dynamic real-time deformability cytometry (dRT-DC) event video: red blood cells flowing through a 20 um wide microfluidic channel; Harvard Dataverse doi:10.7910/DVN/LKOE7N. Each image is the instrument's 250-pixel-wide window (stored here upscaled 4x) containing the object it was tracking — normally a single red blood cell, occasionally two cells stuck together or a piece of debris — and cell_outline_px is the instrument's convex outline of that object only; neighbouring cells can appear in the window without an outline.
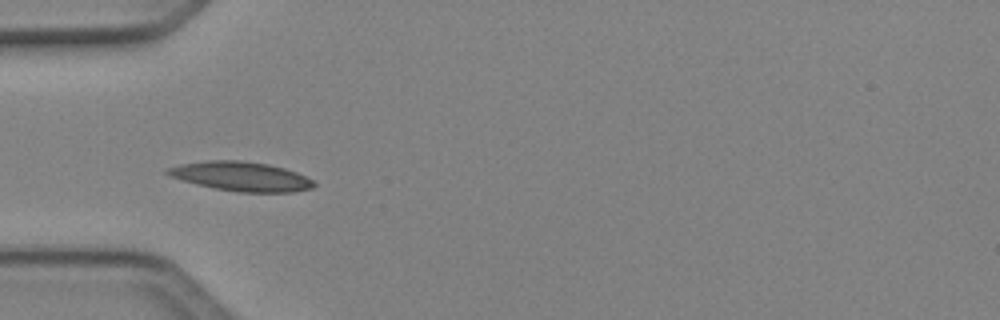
{"species": "Egyptian fruit bat (a non-hibernating species)", "species_latin": "Rousettus aegyptiacus", "temperature_condition": "cold", "stored_images_in_passage": 35, "camera_frame_rate_fps": 3000, "um_per_image_px": 0.085, "animal": {"sex": "female"}, "frame": {"image": 1, "passage_image": 1, "time_ms": 0.0, "image_size_px": [1000, 320], "cell_outline_px": [[316, 184], [312, 188], [292, 192], [240, 192], [212, 188], [196, 184], [172, 176], [164, 172], [164, 168], [180, 164], [208, 160], [240, 160], [268, 164], [284, 168], [296, 172], [312, 180]], "centroid_in_image_um": [20.47, 14.99], "position_along_channel_um": 64.5, "area_um2": 24.91}}
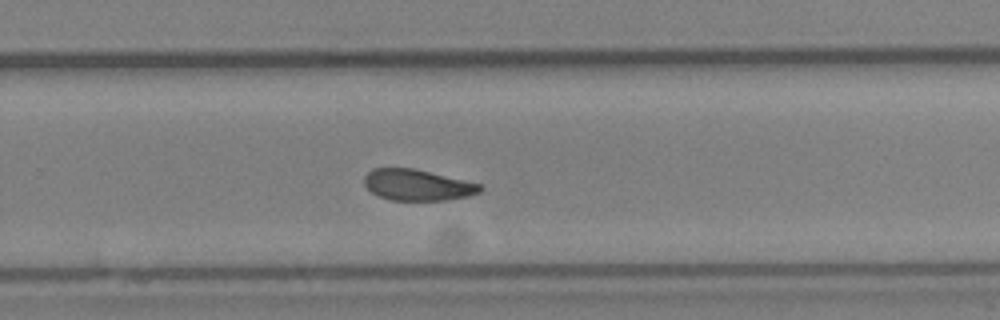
{"frame": {"image": 2, "passage_image": 18, "time_ms": 5.667, "image_size_px": [1000, 320], "cell_outline_px": [[484, 188], [480, 192], [468, 196], [448, 200], [388, 200], [372, 192], [364, 184], [364, 176], [372, 168], [412, 168], [480, 184]], "centroid_in_image_um": [35.46, 15.73], "position_along_channel_um": 294.3, "area_um2": 20.81}}
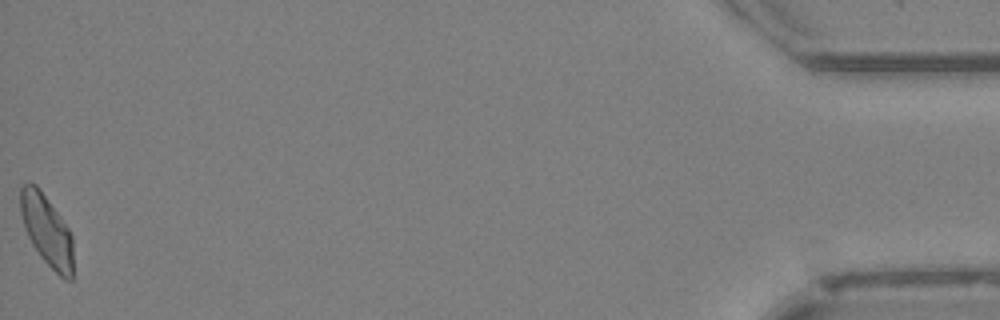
{"frame": {"image": 3, "passage_image": 35, "time_ms": 11.333, "image_size_px": [1000, 320], "cell_outline_px": [[72, 280], [64, 280], [40, 256], [32, 244], [24, 228], [20, 212], [20, 188], [28, 180], [36, 184], [60, 216], [68, 228], [72, 236]], "centroid_in_image_um": [3.95, 19.55], "position_along_channel_um": 431.2, "area_um2": 21.73}, "authors_computed_cell_mechanics": {"area_um2": 22.1374, "velocity_mm_per_s": 4.0927, "shape_relaxation_time_tau1_ms": 7.0585, "shape_relaxation_time_tau2_ms": 3.5362, "deformation_change_tau1": 0.1721, "deformation_change_tau2": 0.1001}}